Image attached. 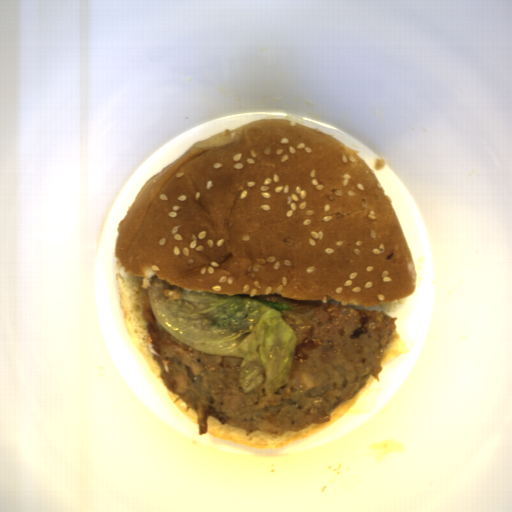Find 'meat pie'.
<instances>
[{
    "label": "meat pie",
    "instance_id": "1",
    "mask_svg": "<svg viewBox=\"0 0 512 512\" xmlns=\"http://www.w3.org/2000/svg\"><path fill=\"white\" fill-rule=\"evenodd\" d=\"M267 300L287 304L281 317L297 341L288 382L268 396L264 381L245 393L239 381L243 357L210 355L175 341L160 331L147 289H141L142 314L152 359L167 389L193 409L200 436L208 418L240 427L246 438L255 431L284 436L331 421L332 412L382 372L381 358L396 330L398 317L378 310L323 302Z\"/></svg>",
    "mask_w": 512,
    "mask_h": 512
},
{
    "label": "meat pie",
    "instance_id": "2",
    "mask_svg": "<svg viewBox=\"0 0 512 512\" xmlns=\"http://www.w3.org/2000/svg\"><path fill=\"white\" fill-rule=\"evenodd\" d=\"M164 295L170 299V300H179L181 296L183 295L180 289L177 288H171L168 290H162Z\"/></svg>",
    "mask_w": 512,
    "mask_h": 512
}]
</instances>
